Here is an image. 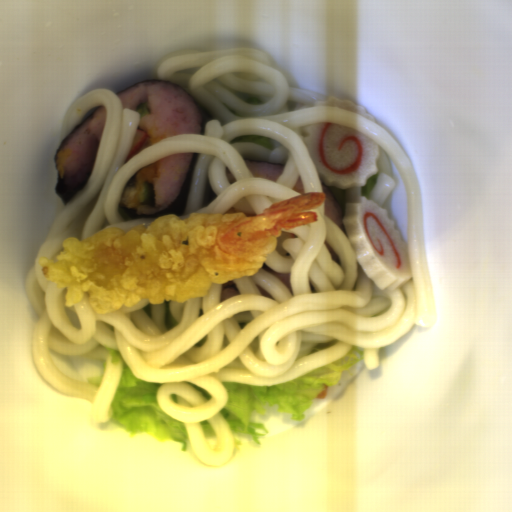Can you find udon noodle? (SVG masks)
<instances>
[{"label": "udon noodle", "mask_w": 512, "mask_h": 512, "mask_svg": "<svg viewBox=\"0 0 512 512\" xmlns=\"http://www.w3.org/2000/svg\"><path fill=\"white\" fill-rule=\"evenodd\" d=\"M152 73L155 79L171 81L189 92L214 120L206 122L205 136L173 133L126 162L140 113L124 108L117 95L100 87L69 106L59 141L92 109L105 106L107 112L89 178L51 223L25 278L36 315L33 364L58 391L88 400L97 424L111 419L109 408L124 365L140 380L162 383L155 396L159 407L184 422L194 456L218 468L229 462L235 447L233 432L220 413L228 399L223 384L263 386L296 379L333 364L353 346L363 352L366 369L376 370L380 347L397 342L415 325L435 327V289L420 183L388 131L349 110L315 106L329 97L290 85L257 47L203 51L188 46L161 56ZM239 91L257 96L262 104L245 103L234 96ZM324 122L355 129L379 144L378 182L370 193L362 187L341 191L319 180L301 135L306 124ZM258 133L270 138L273 150L253 142L230 145L238 136ZM184 151L200 155L183 213L172 214L181 219L190 213L260 215L286 199L324 193V186L338 197L344 211L345 204L362 195L386 208L385 199L394 186L392 162L407 192V240L402 236L408 241L413 278L394 290L375 285L355 260L346 232L325 216L323 203L315 223L282 233L256 274L212 284L203 297L171 302L178 326L170 331L163 324V303L143 300L100 315L87 299L65 308L66 288L43 277L39 260L60 254L64 239L84 240L109 225L123 231L148 227L161 216L126 221L118 212L121 190L139 169ZM244 158L279 163L282 172L273 181L253 177ZM334 339L339 343L310 355L316 344ZM105 346L119 350L123 360L112 364ZM50 348L59 354L104 359L102 385L68 378L54 367ZM186 381L208 390L210 401ZM171 393L177 394L179 404L173 403ZM206 419L217 439L205 441L199 421Z\"/></svg>", "instance_id": "obj_1"}]
</instances>
